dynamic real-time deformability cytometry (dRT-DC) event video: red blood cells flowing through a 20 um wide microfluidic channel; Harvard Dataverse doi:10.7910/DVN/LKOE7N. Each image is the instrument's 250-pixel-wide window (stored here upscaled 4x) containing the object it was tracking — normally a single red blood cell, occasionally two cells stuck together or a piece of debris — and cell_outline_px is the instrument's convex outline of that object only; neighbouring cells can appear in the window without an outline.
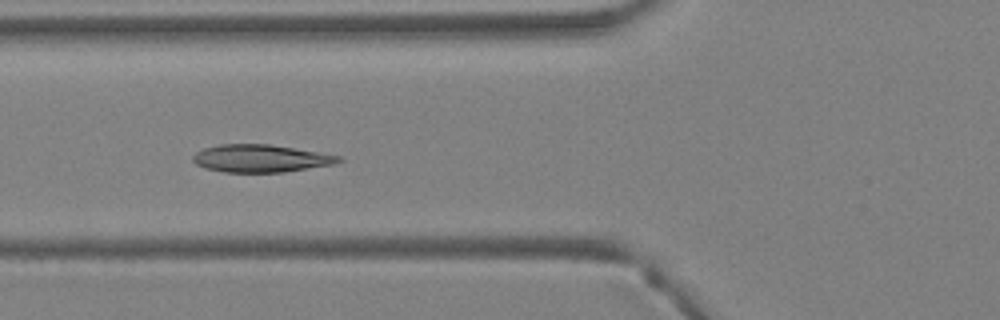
{"species": "Egyptian fruit bat (a non-hibernating species)", "species_latin": "Rousettus aegyptiacus", "temperature_condition": "warm", "stored_images_in_passage": 40, "camera_frame_rate_fps": 3000, "um_per_image_px": 0.085, "animal": {"sex": "female"}, "frame": {"image": 1, "passage_image": 15, "time_ms": 4.667, "image_size_px": [1000, 320], "cell_outline_px": [[344, 160], [332, 164], [284, 172], [224, 172], [204, 168], [196, 164], [192, 160], [192, 156], [196, 152], [204, 148], [220, 144], [272, 144], [340, 156]], "centroid_in_image_um": [22.12, 13.46], "position_along_channel_um": 103.7, "area_um2": 23.35}}
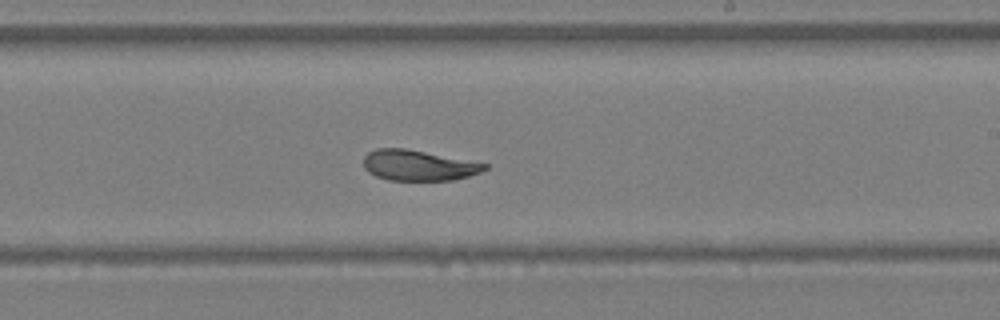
{"frame": {"image": 2, "passage_image": 24, "time_ms": 7.667, "image_size_px": [1000, 320], "cell_outline_px": [[488, 168], [480, 172], [468, 176], [452, 180], [388, 180], [376, 176], [368, 172], [364, 168], [364, 156], [368, 152], [376, 148], [404, 148], [488, 164]], "centroid_in_image_um": [35.53, 14.06], "position_along_channel_um": 253.5, "area_um2": 21.39}}
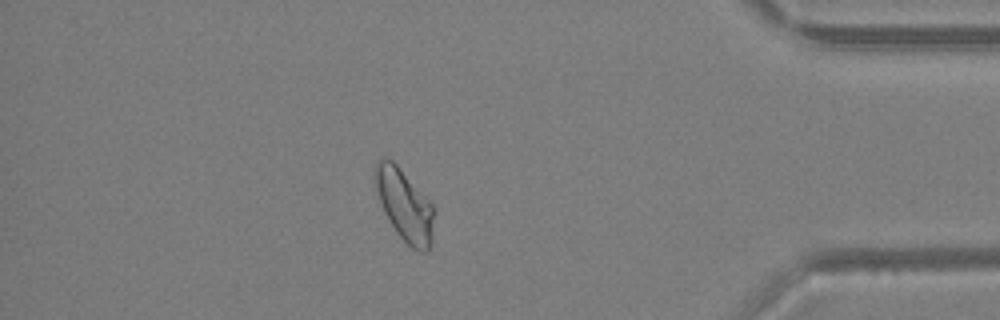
{"frame": {"image": 3, "passage_image": 35, "time_ms": 11.333, "image_size_px": [1000, 320], "cell_outline_px": [[436, 212], [432, 244], [428, 252], [420, 252], [412, 248], [396, 232], [388, 220], [380, 204], [372, 176], [372, 168], [376, 160], [380, 156], [388, 156], [396, 164], [432, 204]], "centroid_in_image_um": [34.36, 17.41], "position_along_channel_um": 400.8, "area_um2": 25.37}, "authors_computed_cell_mechanics": {"area_um2": 24.4783, "velocity_mm_per_s": 4.9941, "shape_relaxation_time_tau1_ms": 4.8208, "shape_relaxation_time_tau2_ms": 2.9604, "deformation_change_tau1": 0.1635, "deformation_change_tau2": 0.0496}}